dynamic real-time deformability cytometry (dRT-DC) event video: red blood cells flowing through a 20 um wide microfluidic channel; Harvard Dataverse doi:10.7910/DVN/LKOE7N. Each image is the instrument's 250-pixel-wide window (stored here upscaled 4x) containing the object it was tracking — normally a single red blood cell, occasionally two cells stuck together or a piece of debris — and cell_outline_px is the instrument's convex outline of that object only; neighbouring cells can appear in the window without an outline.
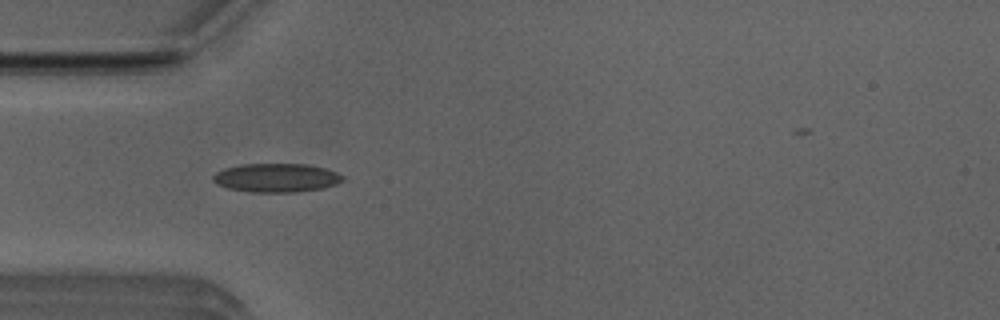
{"species": "Egyptian fruit bat (a non-hibernating species)", "species_latin": "Rousettus aegyptiacus", "temperature_condition": "room temperature", "stored_images_in_passage": 37, "camera_frame_rate_fps": 3000, "um_per_image_px": 0.085, "animal": {"sex": "male"}, "frame": {"image": 1, "passage_image": 4, "time_ms": 1.0, "image_size_px": [1000, 320], "cell_outline_px": [[344, 180], [336, 184], [324, 188], [300, 192], [248, 192], [228, 188], [216, 184], [212, 180], [212, 176], [216, 172], [224, 168], [240, 164], [308, 164], [324, 168], [336, 172], [344, 176]], "centroid_in_image_um": [23.48, 15.11], "position_along_channel_um": 61.5, "area_um2": 21.96}}
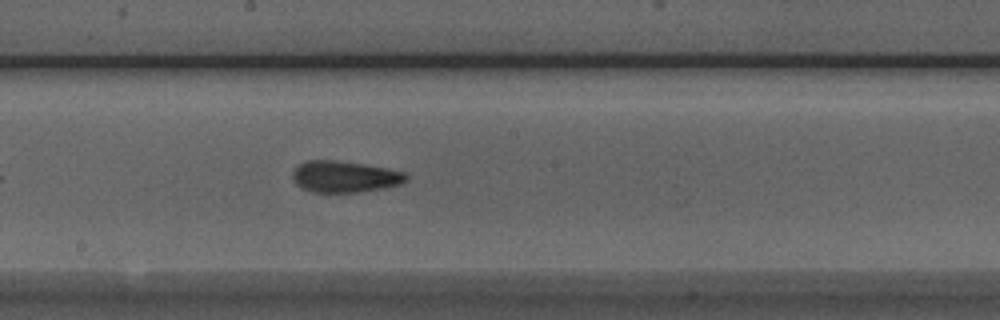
{"frame": {"image": 2, "passage_image": 16, "time_ms": 5.0, "image_size_px": [1000, 320], "cell_outline_px": [[408, 180], [400, 184], [384, 188], [356, 192], [312, 192], [296, 184], [292, 176], [296, 168], [304, 160], [336, 160], [364, 164], [388, 168], [404, 172], [408, 176]], "centroid_in_image_um": [29.32, 15.01], "position_along_channel_um": 218.9, "area_um2": 20.75}}
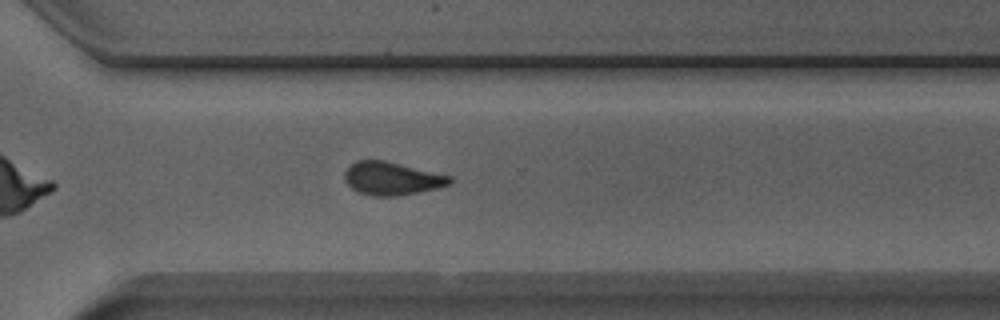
{"frame": {"image": 3, "passage_image": 25, "time_ms": 8.0, "image_size_px": [1000, 320], "cell_outline_px": [[452, 180], [448, 184], [440, 188], [396, 196], [372, 196], [360, 192], [352, 188], [344, 180], [344, 172], [356, 160], [384, 160], [452, 176]], "centroid_in_image_um": [33.31, 15.17], "position_along_channel_um": 337.3, "area_um2": 20.17}}